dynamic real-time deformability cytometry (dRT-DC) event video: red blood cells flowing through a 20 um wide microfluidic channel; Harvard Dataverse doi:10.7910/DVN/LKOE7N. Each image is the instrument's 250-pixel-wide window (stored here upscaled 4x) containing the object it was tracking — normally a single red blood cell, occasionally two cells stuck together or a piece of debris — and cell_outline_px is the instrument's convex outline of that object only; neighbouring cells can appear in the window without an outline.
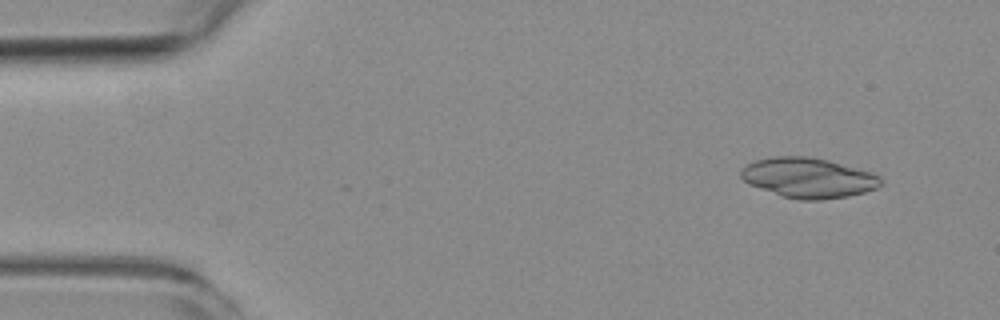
{"species": "common noctule bat (a hibernating species)", "species_latin": "Nyctalus noctula", "temperature_condition": "room temperature", "stored_images_in_passage": 5, "camera_frame_rate_fps": 3000, "um_per_image_px": 0.085, "animal": {"sex": "female", "body_mass_g": 19.3, "forearm_length_mm": 54.1}, "frame": {"image": 1, "passage_image": 1, "time_ms": 0.0, "image_size_px": [1000, 320], "cell_outline_px": [[884, 180], [876, 188], [864, 192], [848, 196], [820, 200], [800, 200], [784, 196], [748, 184], [740, 176], [740, 168], [756, 160], [772, 156], [808, 156], [828, 160], [872, 172], [880, 176]], "centroid_in_image_um": [68.71, 15.1], "position_along_channel_um": 16.3, "area_um2": 32.6}}